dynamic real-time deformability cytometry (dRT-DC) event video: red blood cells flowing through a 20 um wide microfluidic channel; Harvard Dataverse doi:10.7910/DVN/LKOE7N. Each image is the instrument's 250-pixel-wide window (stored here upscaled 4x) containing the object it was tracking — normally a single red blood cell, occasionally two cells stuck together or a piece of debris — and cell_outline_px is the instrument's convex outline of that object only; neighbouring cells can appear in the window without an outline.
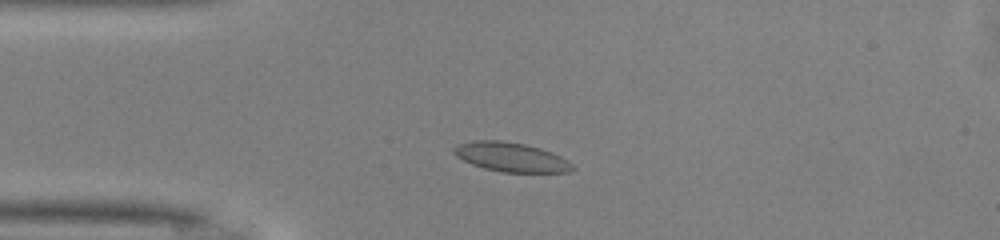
{"species": "common noctule bat (a hibernating species)", "species_latin": "Nyctalus noctula", "temperature_condition": "warm", "stored_images_in_passage": 45, "camera_frame_rate_fps": 3000, "um_per_image_px": 0.085, "animal": {"sex": "male", "body_mass_g": 13.0, "forearm_length_mm": 53.1}, "frame": {"image": 1, "passage_image": 8, "time_ms": 2.333, "image_size_px": [1000, 240], "cell_outline_px": [[576, 168], [568, 172], [500, 172], [484, 168], [472, 164], [456, 156], [452, 152], [452, 148], [456, 144], [472, 140], [500, 140], [524, 144], [540, 148], [552, 152], [568, 160]], "centroid_in_image_um": [43.41, 13.34], "position_along_channel_um": 41.6, "area_um2": 20.35}}
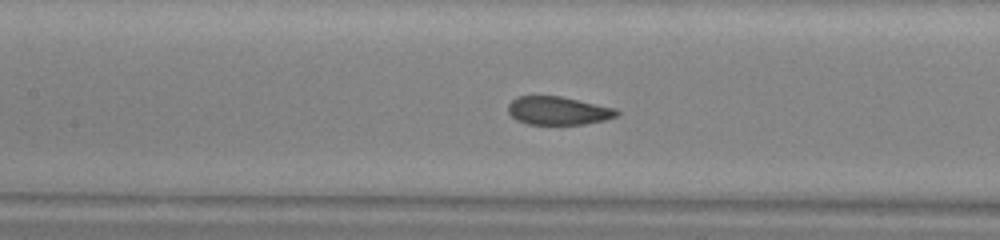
{"frame": {"image": 2, "passage_image": 18, "time_ms": 5.667, "image_size_px": [1000, 240], "cell_outline_px": [[620, 112], [616, 116], [604, 120], [584, 124], [528, 124], [516, 120], [508, 112], [508, 104], [516, 96], [560, 96], [616, 108]], "centroid_in_image_um": [47.43, 9.4], "position_along_channel_um": 160.0, "area_um2": 17.86}}
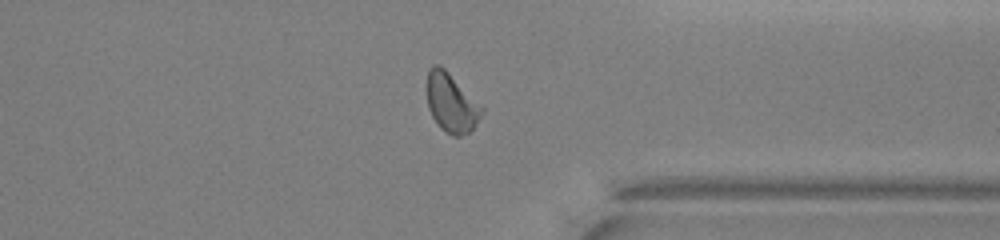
{"frame": {"image": 3, "passage_image": 34, "time_ms": 11.0, "image_size_px": [1000, 240], "cell_outline_px": [[484, 112], [476, 124], [468, 132], [460, 136], [452, 136], [444, 132], [440, 128], [432, 116], [428, 108], [424, 88], [424, 84], [428, 68], [432, 64], [440, 64], [484, 108]], "centroid_in_image_um": [38.29, 8.71], "position_along_channel_um": 373.1, "area_um2": 19.31}, "authors_computed_cell_mechanics": {"area_um2": 19.3052, "velocity_mm_per_s": 4.1178, "shape_relaxation_time_tau1_ms": 3.5676, "shape_relaxation_time_tau2_ms": null, "deformation_change_tau1": 0.101, "deformation_change_tau2": null}}